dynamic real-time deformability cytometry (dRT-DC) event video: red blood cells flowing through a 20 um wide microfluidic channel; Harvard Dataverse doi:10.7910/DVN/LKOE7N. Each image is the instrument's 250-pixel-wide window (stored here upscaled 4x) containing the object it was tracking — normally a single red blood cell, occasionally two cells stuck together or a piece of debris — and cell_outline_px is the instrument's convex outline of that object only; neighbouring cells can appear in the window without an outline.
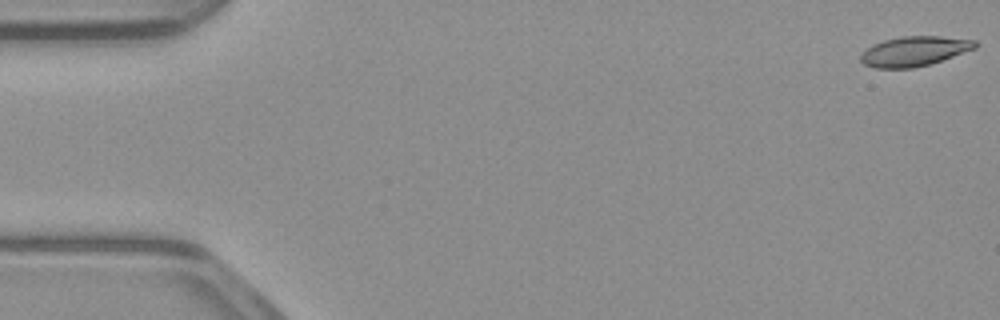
{"species": "common noctule bat (a hibernating species)", "species_latin": "Nyctalus noctula", "temperature_condition": "warm", "stored_images_in_passage": 53, "camera_frame_rate_fps": 3000, "um_per_image_px": 0.085, "animal": {"sex": "male", "body_mass_g": 23.1, "forearm_length_mm": 52.7}, "frame": {"image": 1, "passage_image": 1, "time_ms": 0.0, "image_size_px": [1000, 320], "cell_outline_px": [[980, 44], [976, 48], [928, 64], [912, 68], [876, 68], [864, 64], [860, 60], [860, 52], [872, 44], [884, 40], [904, 36], [940, 36], [976, 40]], "centroid_in_image_um": [77.69, 4.34], "position_along_channel_um": 7.3, "area_um2": 19.83}}
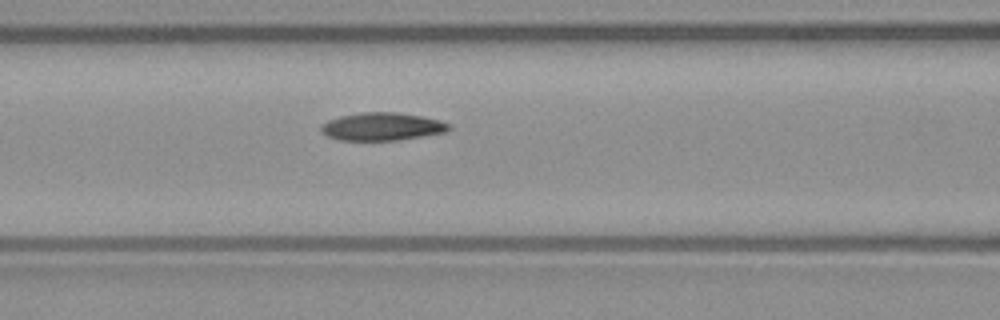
{"frame": {"image": 2, "passage_image": 22, "time_ms": 7.0, "image_size_px": [1000, 320], "cell_outline_px": [[452, 128], [444, 132], [400, 140], [336, 140], [328, 136], [320, 128], [320, 124], [328, 120], [340, 116], [360, 112], [400, 112], [440, 120], [452, 124]], "centroid_in_image_um": [32.48, 10.75], "position_along_channel_um": 134.1, "area_um2": 20.87}}
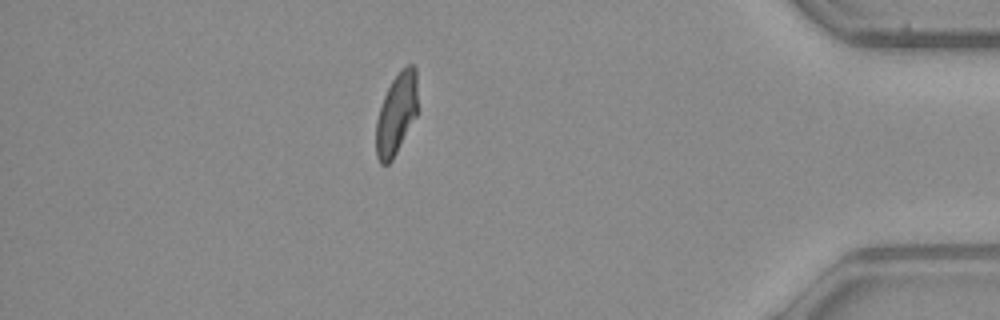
{"frame": {"image": 3, "passage_image": 46, "time_ms": 15.0, "image_size_px": [1000, 320], "cell_outline_px": [[416, 116], [392, 160], [388, 164], [380, 164], [376, 156], [376, 120], [384, 96], [392, 80], [400, 68], [408, 64], [412, 64], [416, 68]], "centroid_in_image_um": [33.67, 9.67], "position_along_channel_um": 401.5, "area_um2": 19.54}, "authors_computed_cell_mechanics": {"area_um2": 20.519, "velocity_mm_per_s": 3.917, "shape_relaxation_time_tau1_ms": null, "shape_relaxation_time_tau2_ms": 4.6106, "deformation_change_tau1": null, "deformation_change_tau2": 0.105}}